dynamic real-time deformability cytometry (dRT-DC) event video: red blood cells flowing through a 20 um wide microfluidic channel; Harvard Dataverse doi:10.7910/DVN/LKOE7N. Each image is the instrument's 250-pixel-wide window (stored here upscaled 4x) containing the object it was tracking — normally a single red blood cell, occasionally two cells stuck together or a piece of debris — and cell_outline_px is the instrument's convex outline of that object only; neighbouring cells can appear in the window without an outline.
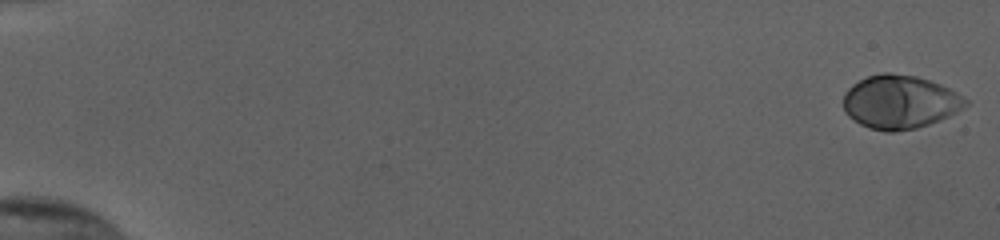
{"species": "human", "species_latin": "Homo sapiens", "temperature_condition": "cold", "stored_images_in_passage": 55, "camera_frame_rate_fps": 3000, "um_per_image_px": 0.085, "donor": {"sex": "female"}, "frame": {"image": 1, "passage_image": 1, "time_ms": 0.0, "image_size_px": [1000, 240], "cell_outline_px": [[968, 104], [964, 108], [940, 120], [916, 128], [892, 132], [884, 132], [868, 128], [860, 124], [848, 116], [844, 112], [844, 92], [852, 84], [868, 76], [880, 72], [888, 72], [916, 76], [940, 84], [964, 96], [968, 100]], "centroid_in_image_um": [76.47, 8.67], "position_along_channel_um": 8.5, "area_um2": 38.32}}
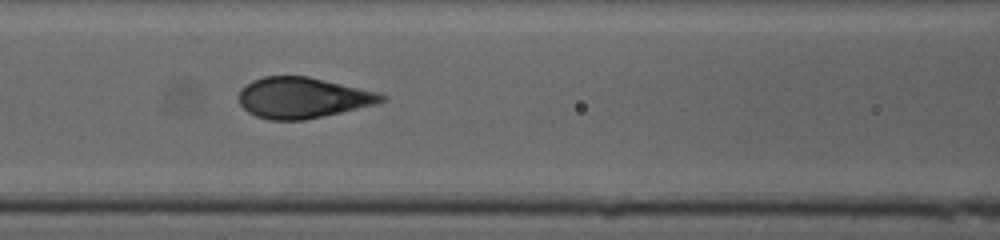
{"frame": {"image": 2, "passage_image": 26, "time_ms": 8.333, "image_size_px": [1000, 240], "cell_outline_px": [[388, 100], [376, 104], [304, 120], [268, 120], [256, 116], [248, 112], [240, 104], [240, 88], [252, 80], [264, 76], [308, 76], [376, 92], [384, 96]], "centroid_in_image_um": [25.69, 8.31], "position_along_channel_um": 140.9, "area_um2": 33.64}}
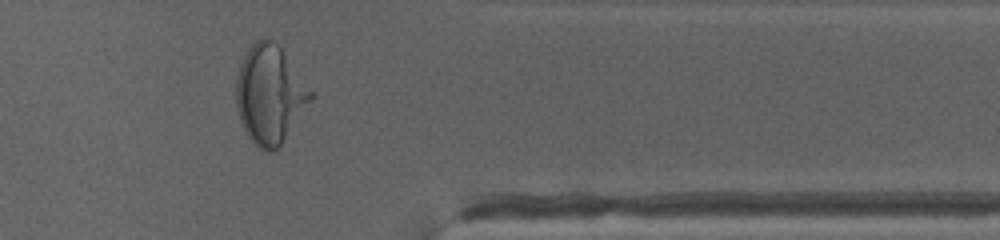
{"frame": {"image": 3, "passage_image": 46, "time_ms": 15.0, "image_size_px": [1000, 240], "cell_outline_px": [[316, 96], [276, 152], [264, 152], [248, 136], [240, 120], [236, 108], [236, 80], [240, 64], [248, 48], [256, 40], [264, 36], [272, 40], [280, 48]], "centroid_in_image_um": [22.94, 8.06], "position_along_channel_um": 388.5, "area_um2": 42.83}}